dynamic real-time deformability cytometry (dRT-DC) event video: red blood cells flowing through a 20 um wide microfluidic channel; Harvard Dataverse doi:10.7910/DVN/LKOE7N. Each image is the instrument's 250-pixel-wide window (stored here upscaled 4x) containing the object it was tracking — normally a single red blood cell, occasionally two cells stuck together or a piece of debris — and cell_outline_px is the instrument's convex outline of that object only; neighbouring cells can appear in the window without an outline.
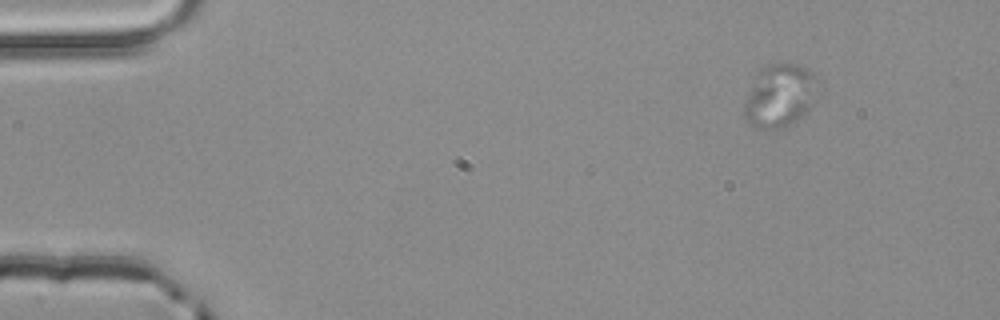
{"species": "common noctule bat (a hibernating species)", "species_latin": "Nyctalus noctula", "temperature_condition": "room temperature", "stored_images_in_passage": 3, "camera_frame_rate_fps": 3000, "um_per_image_px": 0.085, "animal": {"sex": "male", "body_mass_g": 20.4}, "frame": {"image": 1, "passage_image": 1, "time_ms": 0.0, "image_size_px": [1000, 320], "cell_outline_px": [[812, 76], [808, 108], [788, 128], [756, 128], [744, 116], [744, 104], [752, 80], [760, 68], [768, 64], [800, 64]], "centroid_in_image_um": [66.12, 8.15], "position_along_channel_um": 18.9, "area_um2": 25.61}}